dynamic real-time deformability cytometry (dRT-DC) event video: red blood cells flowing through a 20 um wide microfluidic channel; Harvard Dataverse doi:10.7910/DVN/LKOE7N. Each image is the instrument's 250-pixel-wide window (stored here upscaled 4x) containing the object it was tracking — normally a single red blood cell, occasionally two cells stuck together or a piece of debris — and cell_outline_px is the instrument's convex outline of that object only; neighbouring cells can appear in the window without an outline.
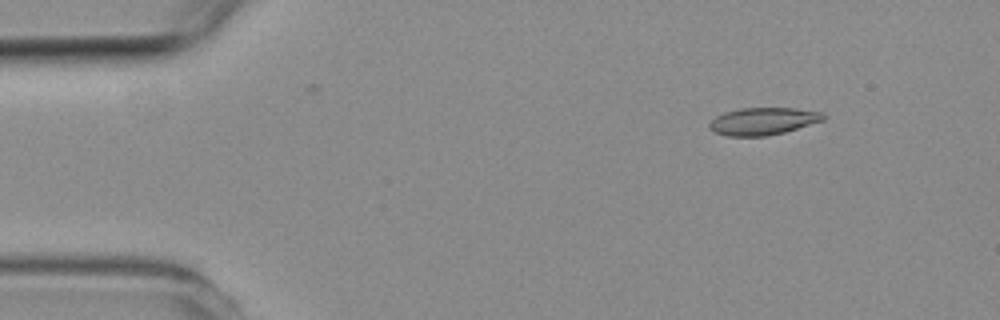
{"species": "common noctule bat (a hibernating species)", "species_latin": "Nyctalus noctula", "temperature_condition": "room temperature", "stored_images_in_passage": 4, "camera_frame_rate_fps": 3000, "um_per_image_px": 0.085, "animal": {"sex": "female", "body_mass_g": 19.3, "forearm_length_mm": 54.1}, "frame": {"image": 1, "passage_image": 1, "time_ms": 0.0, "image_size_px": [1000, 320], "cell_outline_px": [[828, 116], [824, 120], [784, 132], [768, 136], [728, 136], [716, 132], [708, 128], [708, 124], [716, 116], [724, 112], [740, 108], [796, 108], [824, 112]], "centroid_in_image_um": [64.89, 10.29], "position_along_channel_um": 20.1, "area_um2": 18.26}}
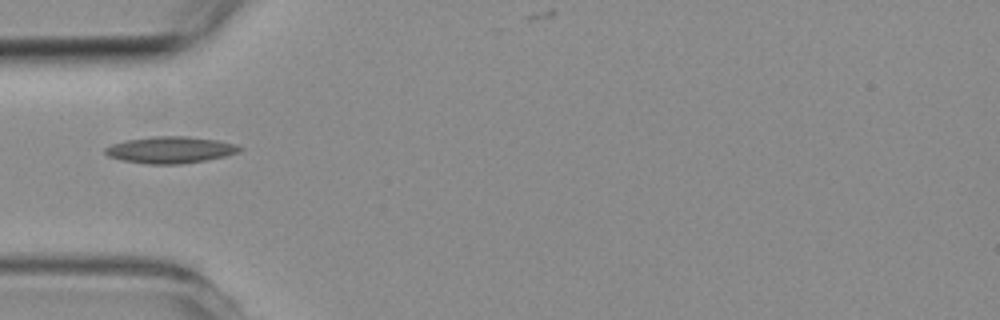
{"frame": {"image": 2, "passage_image": 3, "time_ms": 3.333, "image_size_px": [1000, 320], "cell_outline_px": [[244, 148], [240, 152], [228, 156], [208, 160], [180, 164], [148, 164], [120, 160], [108, 156], [104, 152], [104, 148], [112, 144], [128, 140], [152, 136], [184, 136], [216, 140], [236, 144]], "centroid_in_image_um": [14.51, 12.75], "position_along_channel_um": 70.5, "area_um2": 21.04}}